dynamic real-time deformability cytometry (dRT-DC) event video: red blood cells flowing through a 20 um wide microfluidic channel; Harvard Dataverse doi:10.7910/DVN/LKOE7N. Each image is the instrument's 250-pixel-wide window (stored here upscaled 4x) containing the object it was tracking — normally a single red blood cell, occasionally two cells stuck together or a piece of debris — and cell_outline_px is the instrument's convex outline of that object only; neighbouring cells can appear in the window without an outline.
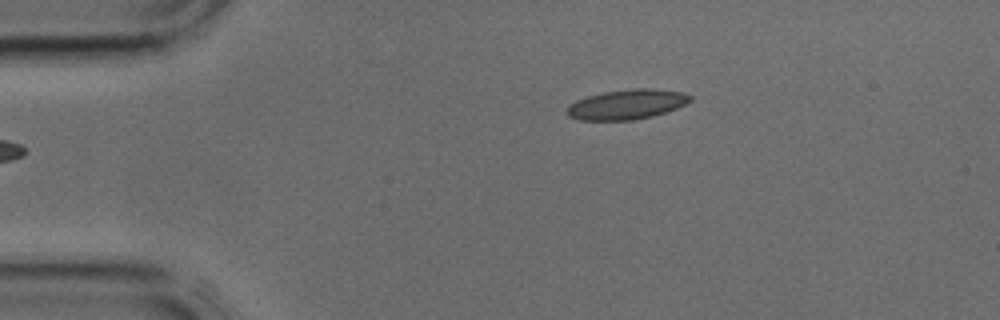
{"species": "common noctule bat (a hibernating species)", "species_latin": "Nyctalus noctula", "temperature_condition": "cold", "stored_images_in_passage": 2, "camera_frame_rate_fps": 3000, "um_per_image_px": 0.085, "animal": {"sex": "male", "body_mass_g": 17.9, "forearm_length_mm": 54.2}, "frame": {"image": 1, "passage_image": 2, "time_ms": 0.333, "image_size_px": [1000, 320], "cell_outline_px": [[692, 100], [676, 108], [652, 116], [632, 120], [580, 120], [568, 116], [564, 108], [576, 100], [588, 96], [604, 92], [636, 88], [648, 88], [680, 92], [692, 96]], "centroid_in_image_um": [53.23, 8.88], "position_along_channel_um": 31.8, "area_um2": 21.27}}